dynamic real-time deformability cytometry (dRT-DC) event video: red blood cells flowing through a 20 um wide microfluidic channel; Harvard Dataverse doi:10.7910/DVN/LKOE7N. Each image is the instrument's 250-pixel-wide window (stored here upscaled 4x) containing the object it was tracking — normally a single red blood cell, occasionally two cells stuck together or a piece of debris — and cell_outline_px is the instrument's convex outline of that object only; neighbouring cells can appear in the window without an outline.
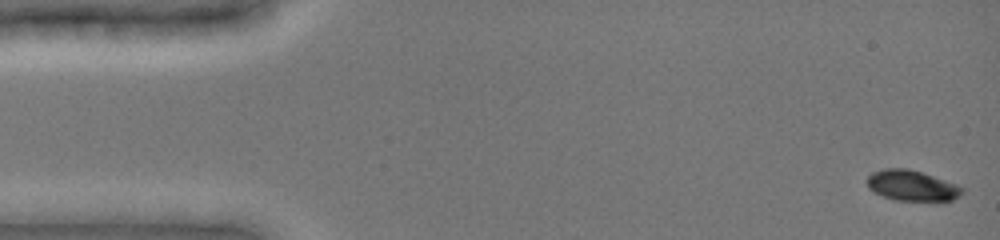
{"species": "common noctule bat (a hibernating species)", "species_latin": "Nyctalus noctula", "temperature_condition": "cold", "stored_images_in_passage": 48, "camera_frame_rate_fps": 3000, "um_per_image_px": 0.085, "animal": {"sex": "female", "body_mass_g": 19.0, "forearm_length_mm": 51.5}, "frame": {"image": 1, "passage_image": 1, "time_ms": 0.0, "image_size_px": [1000, 240], "cell_outline_px": [[964, 192], [960, 196], [944, 204], [896, 200], [884, 196], [868, 188], [868, 176], [872, 172], [884, 168], [908, 168], [956, 184], [964, 188]], "centroid_in_image_um": [77.59, 15.83], "position_along_channel_um": 7.4, "area_um2": 17.46}}
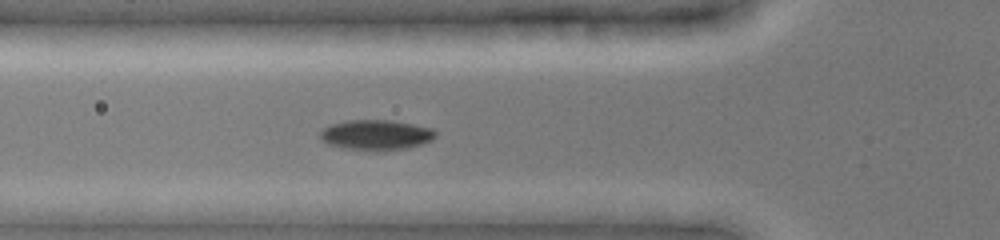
{"frame": {"image": 2, "passage_image": 17, "time_ms": 5.333, "image_size_px": [1000, 240], "cell_outline_px": [[436, 136], [432, 140], [408, 148], [380, 152], [348, 148], [328, 144], [320, 136], [320, 128], [332, 124], [348, 120], [392, 120], [432, 128], [436, 132]], "centroid_in_image_um": [31.98, 11.47], "position_along_channel_um": 93.8, "area_um2": 20.4}}
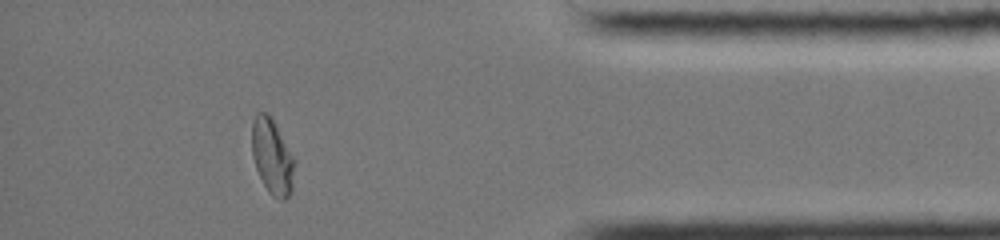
{"frame": {"image": 3, "passage_image": 43, "time_ms": 14.0, "image_size_px": [1000, 240], "cell_outline_px": [[296, 160], [292, 188], [288, 196], [284, 200], [280, 200], [272, 196], [268, 192], [256, 168], [252, 156], [252, 120], [256, 112], [268, 112], [272, 116]], "centroid_in_image_um": [23.15, 13.27], "position_along_channel_um": 412.1, "area_um2": 19.13}, "authors_computed_cell_mechanics": {"area_um2": 18.7561, "velocity_mm_per_s": 3.9475, "shape_relaxation_time_tau1_ms": 3.6966, "shape_relaxation_time_tau2_ms": 1.2755, "deformation_change_tau1": 0.1374, "deformation_change_tau2": 0.0329}}